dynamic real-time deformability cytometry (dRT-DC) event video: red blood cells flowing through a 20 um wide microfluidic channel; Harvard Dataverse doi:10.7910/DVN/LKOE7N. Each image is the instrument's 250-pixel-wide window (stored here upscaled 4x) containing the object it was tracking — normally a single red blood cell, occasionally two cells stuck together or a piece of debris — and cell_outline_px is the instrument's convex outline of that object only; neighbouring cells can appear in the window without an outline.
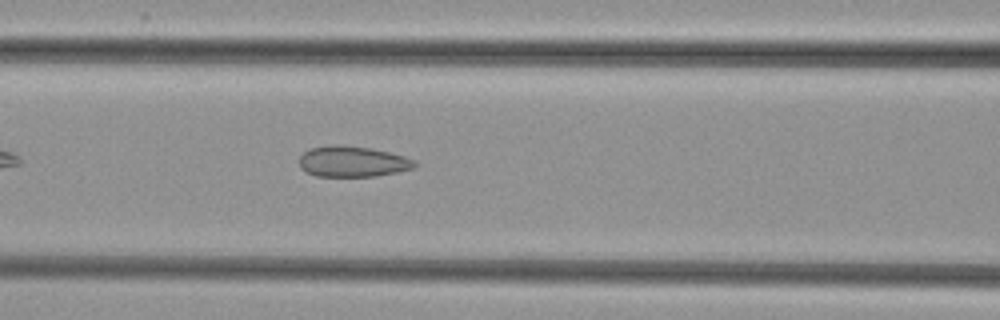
{"species": "common noctule bat (a hibernating species)", "species_latin": "Nyctalus noctula", "temperature_condition": "cold", "stored_images_in_passage": 39, "camera_frame_rate_fps": 3000, "um_per_image_px": 0.085, "animal": {"sex": "female", "body_mass_g": 29.2, "forearm_length_mm": 56.3}, "frame": {"image": 1, "passage_image": 9, "time_ms": 2.667, "image_size_px": [1000, 320], "cell_outline_px": [[416, 168], [376, 176], [316, 176], [304, 172], [300, 168], [300, 156], [304, 152], [312, 148], [336, 144], [340, 144], [372, 148], [404, 156], [416, 160]], "centroid_in_image_um": [29.97, 13.73], "position_along_channel_um": 136.6, "area_um2": 20.81}}
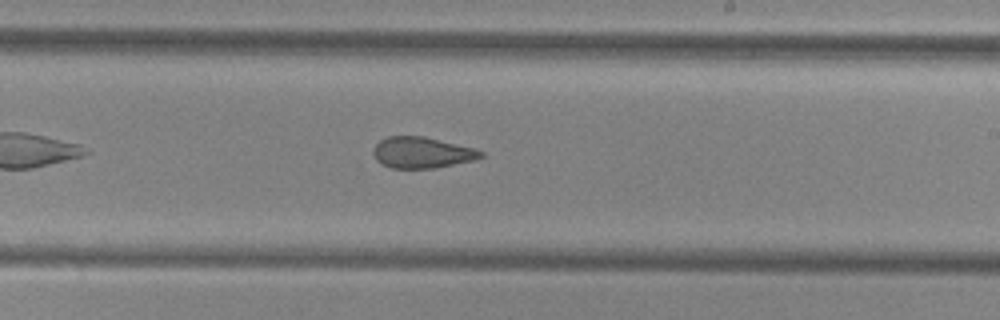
{"frame": {"image": 2, "passage_image": 18, "time_ms": 5.667, "image_size_px": [1000, 320], "cell_outline_px": [[484, 156], [472, 160], [436, 168], [392, 168], [380, 164], [376, 160], [372, 152], [376, 144], [380, 140], [388, 136], [424, 136], [472, 148], [484, 152]], "centroid_in_image_um": [35.82, 12.97], "position_along_channel_um": 253.2, "area_um2": 19.36}}
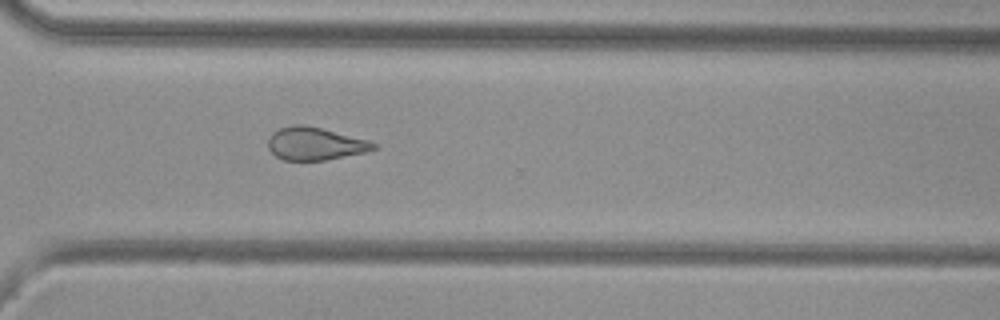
{"frame": {"image": 3, "passage_image": 25, "time_ms": 8.0, "image_size_px": [1000, 320], "cell_outline_px": [[376, 148], [364, 152], [324, 160], [284, 160], [276, 156], [268, 148], [268, 136], [272, 132], [280, 128], [292, 124], [304, 124], [368, 140], [376, 144]], "centroid_in_image_um": [26.72, 12.2], "position_along_channel_um": 343.9, "area_um2": 19.94}}